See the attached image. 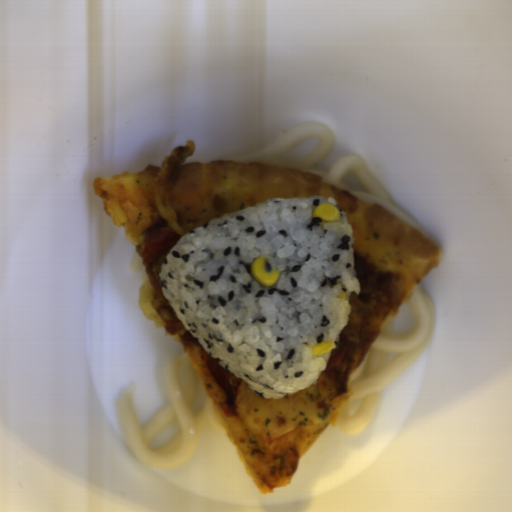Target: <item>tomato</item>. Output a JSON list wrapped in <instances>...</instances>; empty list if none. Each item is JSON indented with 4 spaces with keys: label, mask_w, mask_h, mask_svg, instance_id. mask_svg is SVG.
I'll use <instances>...</instances> for the list:
<instances>
[{
    "label": "tomato",
    "mask_w": 512,
    "mask_h": 512,
    "mask_svg": "<svg viewBox=\"0 0 512 512\" xmlns=\"http://www.w3.org/2000/svg\"><path fill=\"white\" fill-rule=\"evenodd\" d=\"M184 236L169 228L154 230L140 245L142 263H155L167 258L168 254Z\"/></svg>",
    "instance_id": "1"
},
{
    "label": "tomato",
    "mask_w": 512,
    "mask_h": 512,
    "mask_svg": "<svg viewBox=\"0 0 512 512\" xmlns=\"http://www.w3.org/2000/svg\"><path fill=\"white\" fill-rule=\"evenodd\" d=\"M207 367L216 383L225 393L224 401L227 406H233L237 400L239 386L242 379L237 378L216 360L209 352L207 354Z\"/></svg>",
    "instance_id": "2"
}]
</instances>
